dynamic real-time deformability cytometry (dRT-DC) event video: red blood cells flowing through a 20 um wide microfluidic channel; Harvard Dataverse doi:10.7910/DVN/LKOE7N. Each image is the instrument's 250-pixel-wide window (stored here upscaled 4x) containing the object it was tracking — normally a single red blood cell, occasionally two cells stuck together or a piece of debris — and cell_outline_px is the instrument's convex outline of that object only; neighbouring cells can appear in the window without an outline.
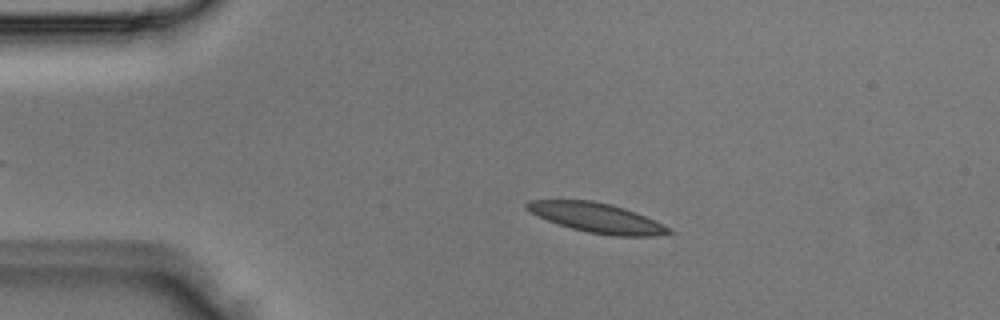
{"species": "Egyptian fruit bat (a non-hibernating species)", "species_latin": "Rousettus aegyptiacus", "temperature_condition": "room temperature", "stored_images_in_passage": 3, "camera_frame_rate_fps": 3000, "um_per_image_px": 0.085, "animal": {"sex": "male"}, "frame": {"image": 1, "passage_image": 1, "time_ms": 0.0, "image_size_px": [1000, 320], "cell_outline_px": [[672, 232], [656, 236], [616, 236], [588, 232], [572, 228], [548, 220], [524, 208], [524, 204], [528, 200], [592, 200], [612, 204], [636, 212], [672, 228]], "centroid_in_image_um": [50.76, 18.5], "position_along_channel_um": 34.2, "area_um2": 24.33}}